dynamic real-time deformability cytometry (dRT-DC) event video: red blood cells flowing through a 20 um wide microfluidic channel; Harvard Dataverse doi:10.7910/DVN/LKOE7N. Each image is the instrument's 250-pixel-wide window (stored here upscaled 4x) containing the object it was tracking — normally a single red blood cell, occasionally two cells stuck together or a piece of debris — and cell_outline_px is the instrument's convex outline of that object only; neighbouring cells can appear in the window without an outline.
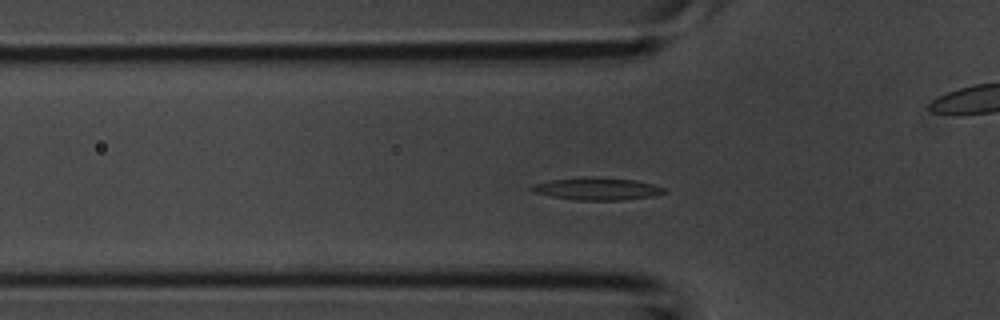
{"species": "common noctule bat (a hibernating species)", "species_latin": "Nyctalus noctula", "temperature_condition": "room temperature", "stored_images_in_passage": 41, "camera_frame_rate_fps": 3000, "um_per_image_px": 0.085, "animal": {"sex": "male", "body_mass_g": 20.1, "forearm_length_mm": 53.5}, "frame": {"image": 1, "passage_image": 11, "time_ms": 3.333, "image_size_px": [1000, 320], "cell_outline_px": [[668, 192], [652, 196], [624, 200], [576, 200], [552, 196], [536, 192], [528, 188], [536, 184], [548, 180], [592, 176], [636, 180], [652, 184], [664, 188]], "centroid_in_image_um": [50.78, 16.04], "position_along_channel_um": 75.0, "area_um2": 17.22}}
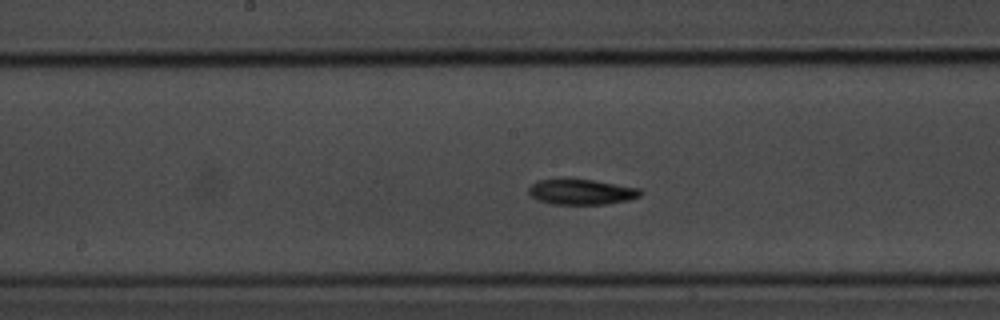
{"frame": {"image": 2, "passage_image": 19, "time_ms": 6.0, "image_size_px": [1000, 320], "cell_outline_px": [[644, 192], [640, 196], [628, 200], [608, 204], [552, 204], [536, 200], [528, 192], [528, 188], [536, 180], [560, 176], [568, 176], [640, 188]], "centroid_in_image_um": [49.36, 16.27], "position_along_channel_um": 198.8, "area_um2": 17.34}}
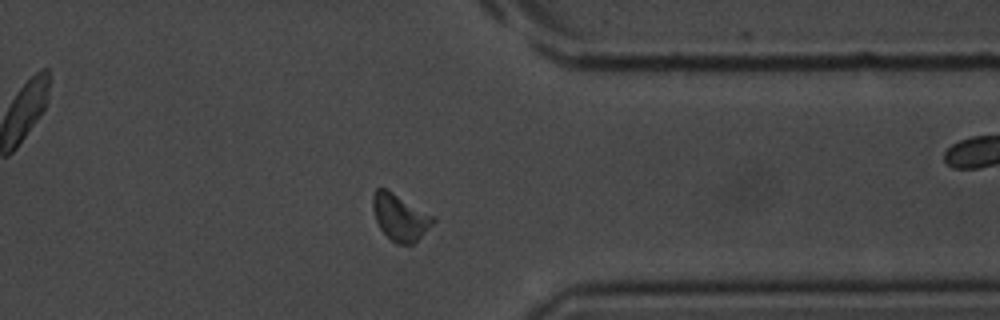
{"frame": {"image": 3, "passage_image": 31, "time_ms": 10.0, "image_size_px": [1000, 320], "cell_outline_px": [[436, 220], [412, 244], [396, 244], [380, 228], [376, 220], [372, 208], [372, 196], [376, 188], [384, 188], [392, 192], [436, 216]], "centroid_in_image_um": [34.0, 18.44], "position_along_channel_um": 377.4, "area_um2": 16.13}}